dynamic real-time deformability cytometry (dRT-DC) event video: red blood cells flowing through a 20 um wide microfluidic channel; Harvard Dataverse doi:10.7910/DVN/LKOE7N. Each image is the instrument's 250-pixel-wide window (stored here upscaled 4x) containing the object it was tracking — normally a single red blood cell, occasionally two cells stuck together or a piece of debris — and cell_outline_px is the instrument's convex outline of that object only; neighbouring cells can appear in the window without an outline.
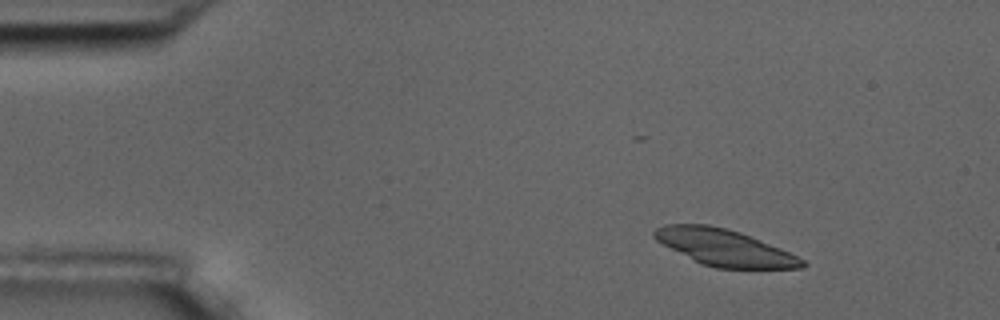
{"species": "common noctule bat (a hibernating species)", "species_latin": "Nyctalus noctula", "temperature_condition": "room temperature", "stored_images_in_passage": 5, "camera_frame_rate_fps": 3000, "um_per_image_px": 0.085, "animal": {"sex": "male", "body_mass_g": 17.5, "forearm_length_mm": 52.3}, "frame": {"image": 1, "passage_image": 1, "time_ms": 0.0, "image_size_px": [1000, 320], "cell_outline_px": [[808, 264], [804, 268], [716, 268], [700, 264], [656, 240], [652, 236], [652, 232], [656, 228], [664, 224], [708, 224], [728, 228], [740, 232], [780, 248], [804, 260]], "centroid_in_image_um": [61.55, 21.04], "position_along_channel_um": 23.4, "area_um2": 31.33}}